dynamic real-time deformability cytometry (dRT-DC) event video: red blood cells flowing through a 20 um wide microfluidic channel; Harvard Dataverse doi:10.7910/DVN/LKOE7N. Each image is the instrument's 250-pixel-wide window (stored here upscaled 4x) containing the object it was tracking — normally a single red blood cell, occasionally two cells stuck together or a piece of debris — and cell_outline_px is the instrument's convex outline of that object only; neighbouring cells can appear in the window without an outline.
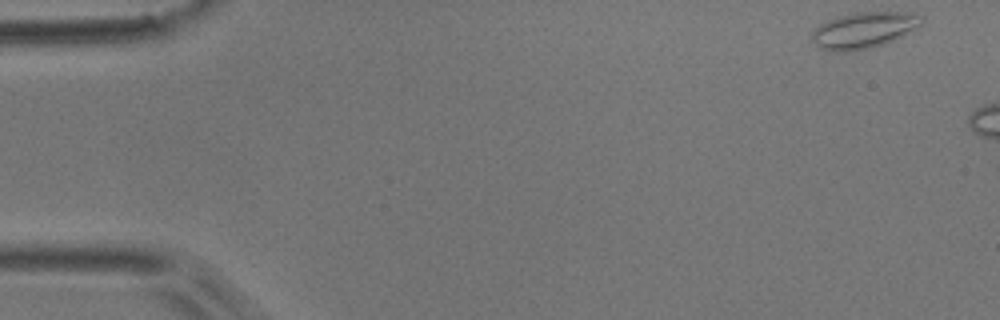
{"species": "common noctule bat (a hibernating species)", "species_latin": "Nyctalus noctula", "temperature_condition": "room temperature", "stored_images_in_passage": 6, "camera_frame_rate_fps": 3000, "um_per_image_px": 0.085, "animal": {"sex": "male", "body_mass_g": 17.9}, "frame": {"image": 1, "passage_image": 1, "time_ms": 0.0, "image_size_px": [1000, 320], "cell_outline_px": [[924, 20], [912, 32], [884, 44], [852, 52], [832, 52], [820, 48], [812, 40], [812, 32], [820, 24], [828, 20], [852, 12], [908, 12], [924, 16]], "centroid_in_image_um": [73.44, 2.57], "position_along_channel_um": 11.6, "area_um2": 23.29}}